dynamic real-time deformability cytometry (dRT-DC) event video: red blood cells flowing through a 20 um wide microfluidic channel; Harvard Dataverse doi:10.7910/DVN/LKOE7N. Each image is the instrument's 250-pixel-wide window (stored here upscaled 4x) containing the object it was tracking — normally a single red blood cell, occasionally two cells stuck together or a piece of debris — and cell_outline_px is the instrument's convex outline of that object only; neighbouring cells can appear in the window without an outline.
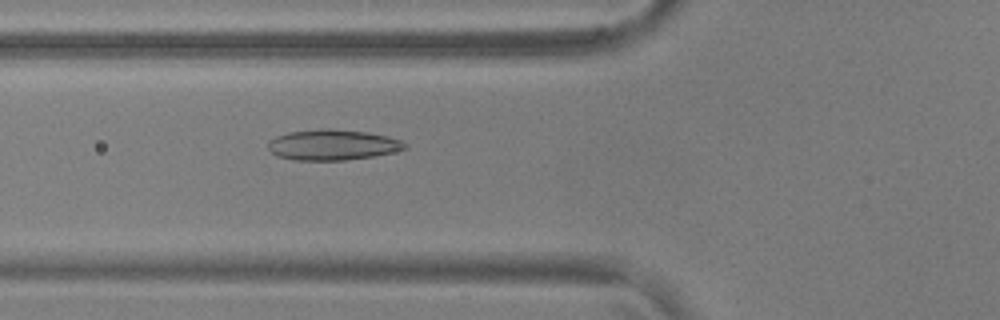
{"species": "common noctule bat (a hibernating species)", "species_latin": "Nyctalus noctula", "temperature_condition": "warm", "stored_images_in_passage": 40, "camera_frame_rate_fps": 3000, "um_per_image_px": 0.085, "animal": {"sex": "male", "body_mass_g": 17.9, "forearm_length_mm": 54.2}, "frame": {"image": 1, "passage_image": 6, "time_ms": 1.667, "image_size_px": [1000, 320], "cell_outline_px": [[408, 148], [392, 152], [372, 156], [344, 160], [292, 160], [276, 156], [268, 148], [268, 140], [276, 136], [288, 132], [320, 128], [328, 128], [368, 132], [388, 136], [400, 140], [408, 144]], "centroid_in_image_um": [28.25, 12.3], "position_along_channel_um": 97.6, "area_um2": 24.57}}
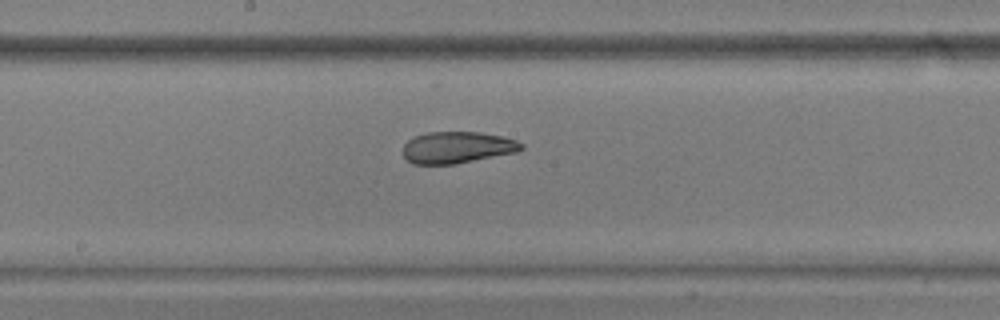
{"frame": {"image": 2, "passage_image": 15, "time_ms": 4.667, "image_size_px": [1000, 320], "cell_outline_px": [[524, 148], [516, 152], [456, 164], [412, 164], [404, 156], [404, 144], [408, 140], [416, 136], [428, 132], [480, 132], [500, 136], [516, 140], [524, 144]], "centroid_in_image_um": [38.87, 12.53], "position_along_channel_um": 209.3, "area_um2": 21.73}}
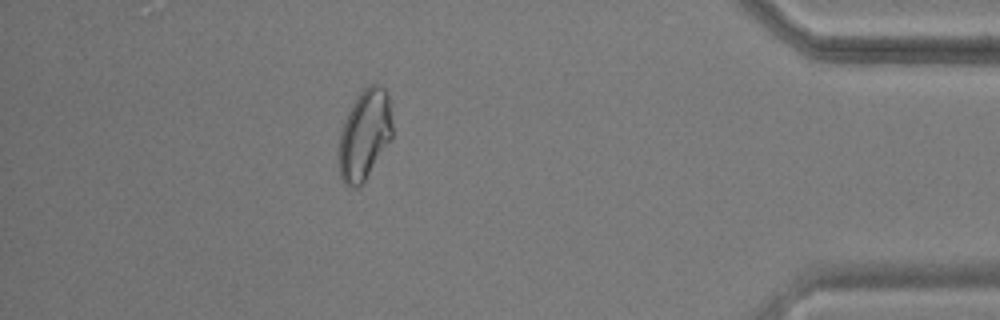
{"frame": {"image": 3, "passage_image": 34, "time_ms": 11.0, "image_size_px": [1000, 320], "cell_outline_px": [[392, 140], [364, 184], [356, 188], [352, 188], [344, 184], [340, 176], [340, 132], [344, 120], [356, 96], [368, 84], [380, 84], [384, 88], [388, 96], [392, 120]], "centroid_in_image_um": [31.02, 11.48], "position_along_channel_um": 404.2, "area_um2": 28.55}, "authors_computed_cell_mechanics": {"area_um2": 23.987, "velocity_mm_per_s": 3.7159, "shape_relaxation_time_tau1_ms": null, "shape_relaxation_time_tau2_ms": 1.8799, "deformation_change_tau1": null, "deformation_change_tau2": 0.0711}}